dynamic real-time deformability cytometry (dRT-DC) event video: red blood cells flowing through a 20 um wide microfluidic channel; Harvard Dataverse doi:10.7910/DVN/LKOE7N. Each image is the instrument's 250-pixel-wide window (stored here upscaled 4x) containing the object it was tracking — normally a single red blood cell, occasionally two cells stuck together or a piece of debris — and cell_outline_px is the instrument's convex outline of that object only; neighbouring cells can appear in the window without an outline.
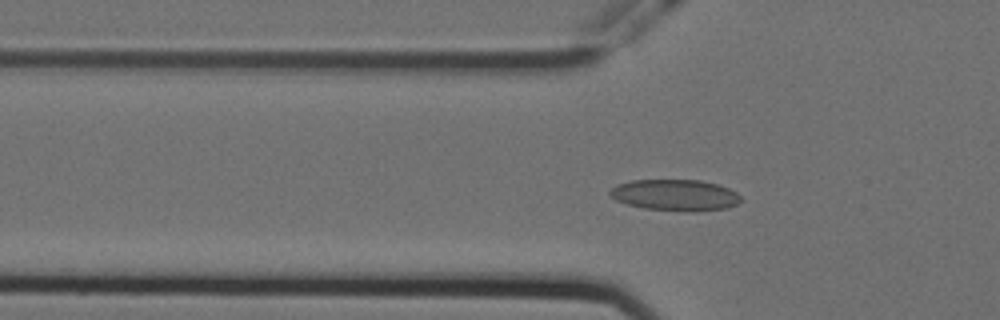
{"species": "Egyptian fruit bat (a non-hibernating species)", "species_latin": "Rousettus aegyptiacus", "temperature_condition": "cold", "stored_images_in_passage": 40, "camera_frame_rate_fps": 3000, "um_per_image_px": 0.085, "animal": {"sex": "female"}, "frame": {"image": 1, "passage_image": 2, "time_ms": 0.333, "image_size_px": [1000, 320], "cell_outline_px": [[740, 200], [736, 204], [724, 208], [696, 212], [692, 212], [644, 208], [628, 204], [616, 200], [608, 192], [616, 184], [632, 180], [700, 180], [716, 184], [728, 188], [736, 192], [740, 196]], "centroid_in_image_um": [57.37, 16.58], "position_along_channel_um": 68.4, "area_um2": 23.7}}
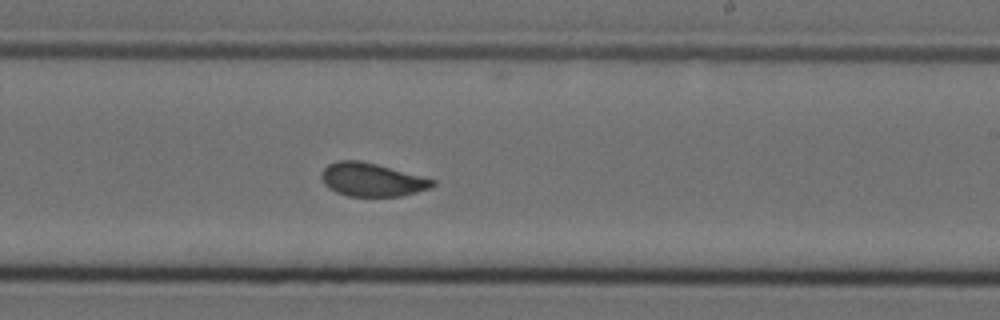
{"frame": {"image": 2, "passage_image": 18, "time_ms": 5.667, "image_size_px": [1000, 320], "cell_outline_px": [[436, 184], [428, 188], [416, 192], [400, 196], [348, 196], [336, 192], [328, 188], [324, 184], [320, 176], [324, 168], [328, 164], [336, 160], [360, 160], [376, 164], [436, 180]], "centroid_in_image_um": [31.56, 15.27], "position_along_channel_um": 257.4, "area_um2": 21.5}}
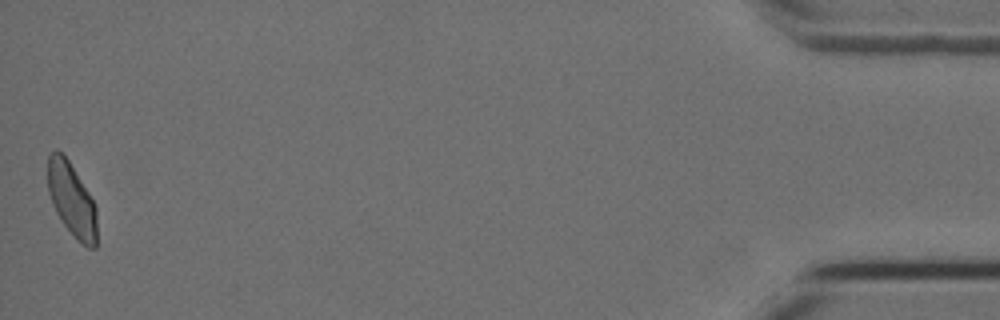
{"frame": {"image": 3, "passage_image": 40, "time_ms": 13.0, "image_size_px": [1000, 320], "cell_outline_px": [[96, 248], [88, 248], [64, 224], [56, 212], [48, 192], [48, 156], [56, 148], [68, 160], [88, 192], [96, 208]], "centroid_in_image_um": [6.09, 16.94], "position_along_channel_um": 429.1, "area_um2": 20.4}, "authors_computed_cell_mechanics": {"area_um2": 21.675, "velocity_mm_per_s": 3.5494, "shape_relaxation_time_tau1_ms": 5.8103, "shape_relaxation_time_tau2_ms": 1.1317, "deformation_change_tau1": 0.1257, "deformation_change_tau2": 0.0455}}